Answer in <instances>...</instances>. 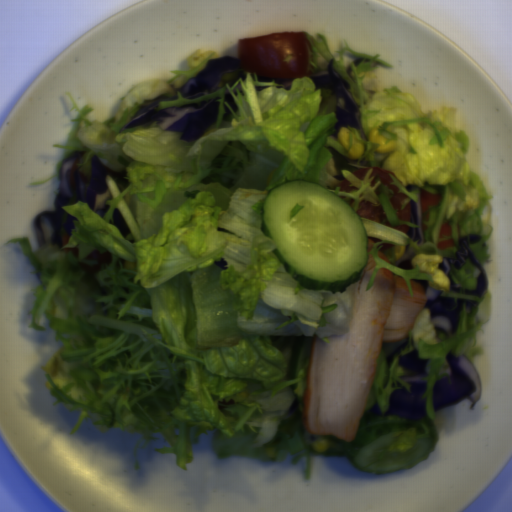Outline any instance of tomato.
Masks as SVG:
<instances>
[{
  "label": "tomato",
  "mask_w": 512,
  "mask_h": 512,
  "mask_svg": "<svg viewBox=\"0 0 512 512\" xmlns=\"http://www.w3.org/2000/svg\"><path fill=\"white\" fill-rule=\"evenodd\" d=\"M312 46L304 31L276 32L239 38L237 58L243 72L278 79L308 77Z\"/></svg>",
  "instance_id": "tomato-1"
},
{
  "label": "tomato",
  "mask_w": 512,
  "mask_h": 512,
  "mask_svg": "<svg viewBox=\"0 0 512 512\" xmlns=\"http://www.w3.org/2000/svg\"><path fill=\"white\" fill-rule=\"evenodd\" d=\"M369 169H372V175L369 177H373L371 180V184H375L376 181H381L382 185H387L392 190V195L390 197V202L392 204L393 209H396V216L398 220L410 222L412 221V206L411 201L407 203L403 209H402V201L405 199H408L407 196L399 192V189L396 184H393L391 182V176L396 178L402 185V181L397 177L396 173L388 170V169H382L377 167H365L363 169H358L355 172H353V176L356 179L363 180L368 172Z\"/></svg>",
  "instance_id": "tomato-2"
},
{
  "label": "tomato",
  "mask_w": 512,
  "mask_h": 512,
  "mask_svg": "<svg viewBox=\"0 0 512 512\" xmlns=\"http://www.w3.org/2000/svg\"><path fill=\"white\" fill-rule=\"evenodd\" d=\"M362 218L377 222L383 223L386 218V215L380 205V203H373L367 200H361L358 206V210L356 212Z\"/></svg>",
  "instance_id": "tomato-3"
},
{
  "label": "tomato",
  "mask_w": 512,
  "mask_h": 512,
  "mask_svg": "<svg viewBox=\"0 0 512 512\" xmlns=\"http://www.w3.org/2000/svg\"><path fill=\"white\" fill-rule=\"evenodd\" d=\"M88 262H97V266H88L85 263H80L79 266L90 277L94 272L102 269V264L111 263L113 261L112 253H102L100 251H93L87 257L84 258Z\"/></svg>",
  "instance_id": "tomato-4"
},
{
  "label": "tomato",
  "mask_w": 512,
  "mask_h": 512,
  "mask_svg": "<svg viewBox=\"0 0 512 512\" xmlns=\"http://www.w3.org/2000/svg\"><path fill=\"white\" fill-rule=\"evenodd\" d=\"M354 190H356V185H351L350 181L345 179L343 182L340 183L339 191L351 193Z\"/></svg>",
  "instance_id": "tomato-5"
},
{
  "label": "tomato",
  "mask_w": 512,
  "mask_h": 512,
  "mask_svg": "<svg viewBox=\"0 0 512 512\" xmlns=\"http://www.w3.org/2000/svg\"><path fill=\"white\" fill-rule=\"evenodd\" d=\"M386 225L388 228L396 229L405 235L410 231V227H408L407 225L391 226L388 222Z\"/></svg>",
  "instance_id": "tomato-6"
}]
</instances>
